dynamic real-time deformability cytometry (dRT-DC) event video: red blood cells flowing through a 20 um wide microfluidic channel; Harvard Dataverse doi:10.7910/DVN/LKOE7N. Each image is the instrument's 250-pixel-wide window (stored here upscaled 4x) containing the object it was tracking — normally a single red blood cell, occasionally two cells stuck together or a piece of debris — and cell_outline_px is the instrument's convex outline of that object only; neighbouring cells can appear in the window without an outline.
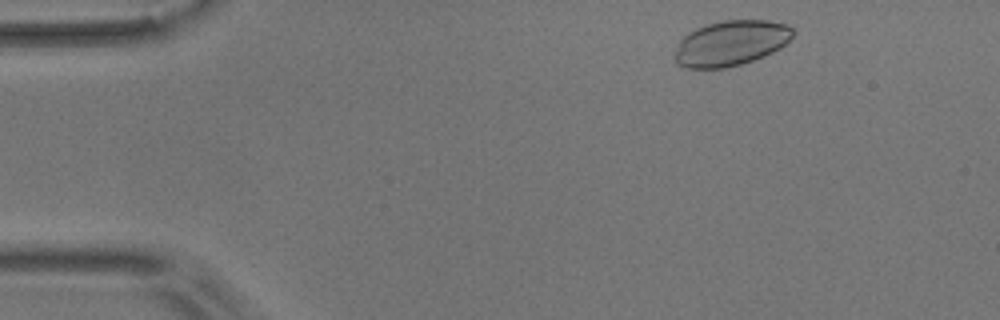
{"species": "common noctule bat (a hibernating species)", "species_latin": "Nyctalus noctula", "temperature_condition": "room temperature", "stored_images_in_passage": 3, "camera_frame_rate_fps": 3000, "um_per_image_px": 0.085, "animal": {"sex": "male", "body_mass_g": 17.9}, "frame": {"image": 1, "passage_image": 1, "time_ms": 0.0, "image_size_px": [1000, 320], "cell_outline_px": [[796, 32], [780, 48], [764, 56], [740, 64], [724, 68], [688, 68], [676, 64], [672, 56], [680, 40], [688, 32], [696, 28], [708, 24], [724, 20], [768, 20], [788, 24]], "centroid_in_image_um": [62.1, 3.66], "position_along_channel_um": 22.9, "area_um2": 31.27}}